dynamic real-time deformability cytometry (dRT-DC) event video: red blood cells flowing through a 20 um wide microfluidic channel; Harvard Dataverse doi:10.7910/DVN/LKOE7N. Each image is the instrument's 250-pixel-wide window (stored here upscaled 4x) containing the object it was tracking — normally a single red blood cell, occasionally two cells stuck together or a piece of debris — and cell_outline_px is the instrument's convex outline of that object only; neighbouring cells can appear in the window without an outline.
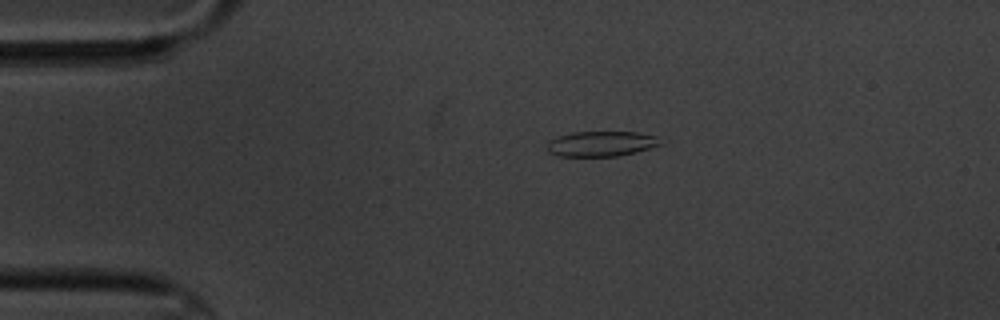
{"species": "common noctule bat (a hibernating species)", "species_latin": "Nyctalus noctula", "temperature_condition": "cold", "stored_images_in_passage": 3, "camera_frame_rate_fps": 3000, "um_per_image_px": 0.085, "animal": {"sex": "male", "body_mass_g": 20.1, "forearm_length_mm": 53.5}, "frame": {"image": 1, "passage_image": 1, "time_ms": 0.0, "image_size_px": [1000, 320], "cell_outline_px": [[660, 144], [636, 152], [616, 156], [560, 156], [548, 152], [548, 144], [556, 136], [572, 132], [636, 132], [656, 136]], "centroid_in_image_um": [51.06, 12.22], "position_along_channel_um": 33.9, "area_um2": 16.36}}